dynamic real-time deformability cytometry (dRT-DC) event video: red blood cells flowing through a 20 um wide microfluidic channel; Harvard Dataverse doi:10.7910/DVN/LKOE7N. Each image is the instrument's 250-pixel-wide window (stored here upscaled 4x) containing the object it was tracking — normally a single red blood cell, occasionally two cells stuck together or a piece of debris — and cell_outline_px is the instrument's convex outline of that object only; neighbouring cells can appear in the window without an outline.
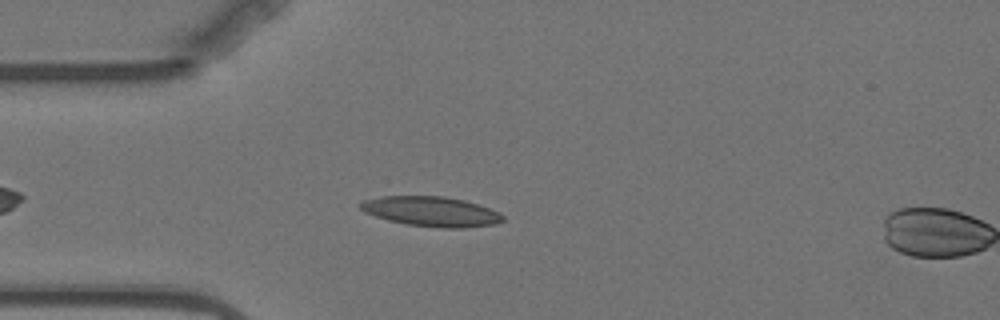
{"species": "Egyptian fruit bat (a non-hibernating species)", "species_latin": "Rousettus aegyptiacus", "temperature_condition": "warm", "stored_images_in_passage": 2, "segment_of_instrument_passage": [1, 2], "camera_frame_rate_fps": 3000, "um_per_image_px": 0.085, "animal": {"sex": "female"}, "frame": {"image": 1, "passage_image": 1, "time_ms": 0.0, "image_size_px": [1000, 320], "cell_outline_px": [[504, 220], [496, 224], [464, 228], [440, 228], [408, 224], [388, 220], [364, 212], [360, 208], [360, 204], [364, 200], [380, 196], [444, 196], [464, 200], [500, 212], [504, 216]], "centroid_in_image_um": [36.68, 17.98], "position_along_channel_um": 48.3, "area_um2": 24.74}}